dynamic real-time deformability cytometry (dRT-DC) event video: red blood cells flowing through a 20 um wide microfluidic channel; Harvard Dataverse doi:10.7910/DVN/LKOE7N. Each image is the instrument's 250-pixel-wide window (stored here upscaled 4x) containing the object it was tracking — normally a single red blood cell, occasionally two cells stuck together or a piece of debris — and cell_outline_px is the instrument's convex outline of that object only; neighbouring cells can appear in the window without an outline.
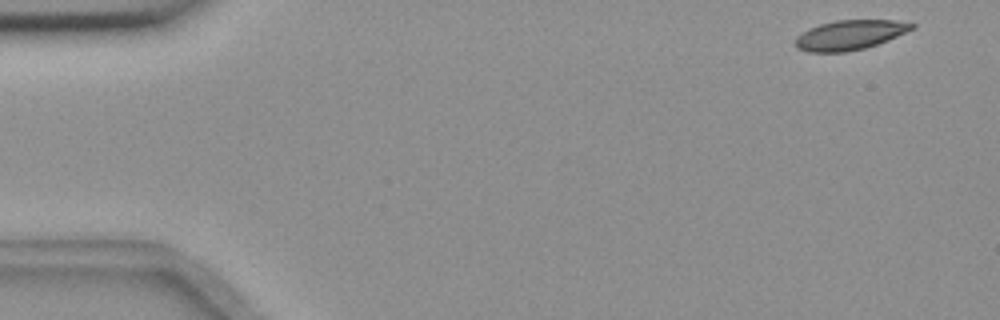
{"species": "common noctule bat (a hibernating species)", "species_latin": "Nyctalus noctula", "temperature_condition": "room temperature", "stored_images_in_passage": 53, "camera_frame_rate_fps": 3000, "um_per_image_px": 0.085, "animal": {"sex": "female", "body_mass_g": 18.4}, "frame": {"image": 1, "passage_image": 1, "time_ms": 0.0, "image_size_px": [1000, 320], "cell_outline_px": [[916, 28], [888, 40], [864, 48], [844, 52], [808, 52], [796, 48], [796, 36], [808, 28], [820, 24], [836, 20], [896, 20], [916, 24]], "centroid_in_image_um": [72.24, 2.96], "position_along_channel_um": 12.8, "area_um2": 20.17}}
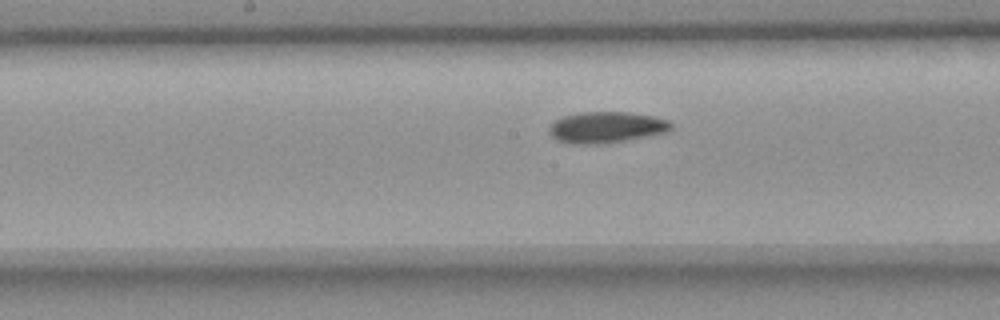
{"frame": {"image": 2, "passage_image": 26, "time_ms": 8.333, "image_size_px": [1000, 320], "cell_outline_px": [[672, 128], [668, 132], [624, 140], [600, 144], [568, 144], [556, 140], [548, 132], [548, 128], [560, 116], [580, 112], [628, 112], [652, 116], [668, 120], [672, 124]], "centroid_in_image_um": [51.49, 10.82], "position_along_channel_um": 196.7, "area_um2": 22.25}}
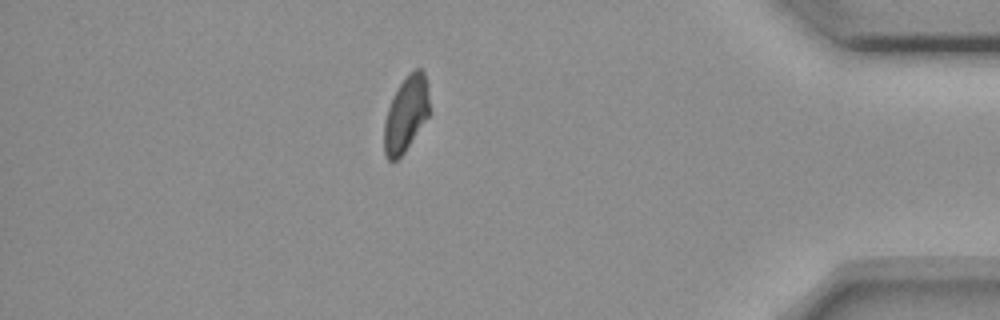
{"frame": {"image": 3, "passage_image": 46, "time_ms": 15.0, "image_size_px": [1000, 320], "cell_outline_px": [[428, 116], [404, 152], [396, 160], [388, 160], [384, 156], [384, 124], [388, 108], [400, 84], [408, 72], [416, 68], [420, 68], [424, 72], [428, 84]], "centroid_in_image_um": [34.5, 9.68], "position_along_channel_um": 400.7, "area_um2": 19.59}, "authors_computed_cell_mechanics": {"area_um2": 21.3282, "velocity_mm_per_s": 3.6506, "shape_relaxation_time_tau1_ms": 8.3839, "shape_relaxation_time_tau2_ms": null, "deformation_change_tau1": 0.1544, "deformation_change_tau2": null}}